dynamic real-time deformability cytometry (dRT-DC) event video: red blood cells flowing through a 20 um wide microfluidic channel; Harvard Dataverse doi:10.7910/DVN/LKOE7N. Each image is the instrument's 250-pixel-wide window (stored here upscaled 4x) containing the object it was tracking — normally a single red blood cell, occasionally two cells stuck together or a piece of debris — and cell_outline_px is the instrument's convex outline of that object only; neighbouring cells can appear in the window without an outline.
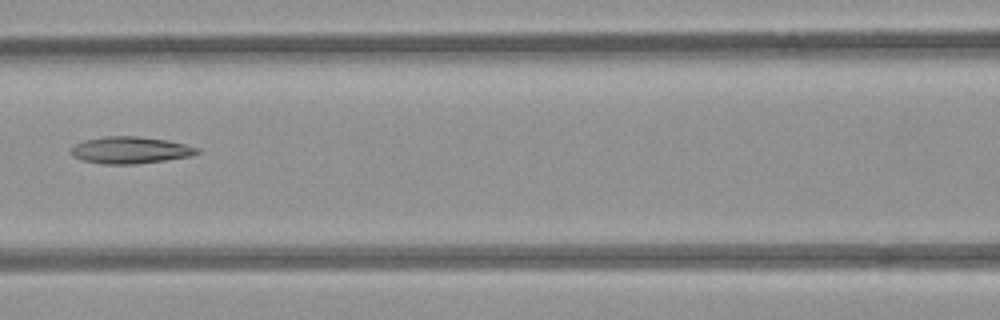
{"species": "common noctule bat (a hibernating species)", "species_latin": "Nyctalus noctula", "temperature_condition": "room temperature", "stored_images_in_passage": 7, "camera_frame_rate_fps": 3000, "um_per_image_px": 0.085, "animal": {"sex": "female", "body_mass_g": 21.9}, "frame": {"image": 1, "passage_image": 6, "time_ms": 6.667, "image_size_px": [1000, 320], "cell_outline_px": [[200, 152], [188, 156], [164, 160], [136, 164], [104, 164], [84, 160], [72, 156], [72, 148], [76, 144], [84, 140], [104, 136], [136, 136], [164, 140], [184, 144], [200, 148]], "centroid_in_image_um": [11.06, 12.76], "position_along_channel_um": 155.5, "area_um2": 19.42}}
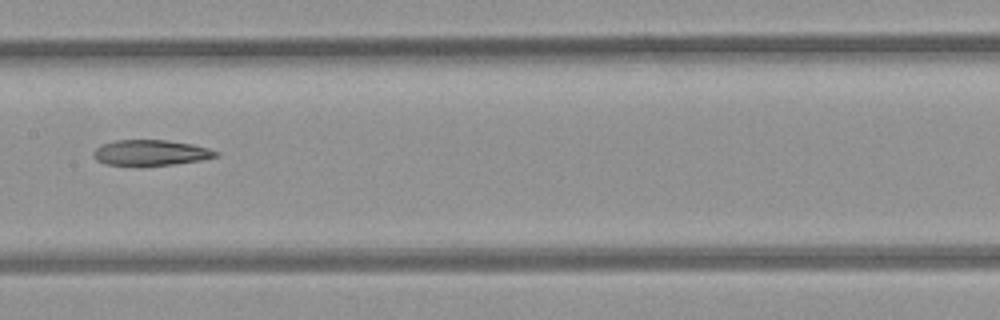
{"frame": {"image": 2, "passage_image": 7, "time_ms": 7.667, "image_size_px": [1000, 320], "cell_outline_px": [[220, 152], [216, 156], [200, 160], [172, 164], [104, 164], [96, 160], [92, 156], [92, 152], [100, 144], [116, 140], [168, 140], [192, 144], [208, 148]], "centroid_in_image_um": [12.77, 12.95], "position_along_channel_um": 194.6, "area_um2": 17.92}}